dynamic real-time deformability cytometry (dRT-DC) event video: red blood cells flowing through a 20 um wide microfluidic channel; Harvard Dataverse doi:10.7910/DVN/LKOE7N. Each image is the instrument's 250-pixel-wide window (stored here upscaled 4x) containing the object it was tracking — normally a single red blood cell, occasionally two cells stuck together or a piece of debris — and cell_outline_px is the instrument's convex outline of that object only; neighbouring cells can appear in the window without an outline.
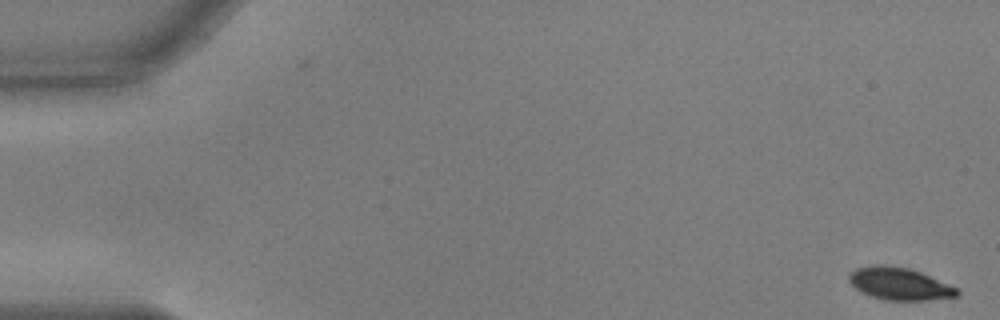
{"species": "common noctule bat (a hibernating species)", "species_latin": "Nyctalus noctula", "temperature_condition": "warm", "stored_images_in_passage": 55, "camera_frame_rate_fps": 3000, "um_per_image_px": 0.085, "animal": {"sex": "male", "body_mass_g": 17.9, "forearm_length_mm": 54.2}, "frame": {"image": 1, "passage_image": 1, "time_ms": 0.0, "image_size_px": [1000, 320], "cell_outline_px": [[960, 292], [956, 296], [924, 300], [884, 300], [872, 296], [856, 288], [848, 280], [848, 276], [856, 268], [876, 264], [888, 264], [908, 268], [920, 272], [960, 288]], "centroid_in_image_um": [76.47, 24.1], "position_along_channel_um": 8.5, "area_um2": 20.29}}
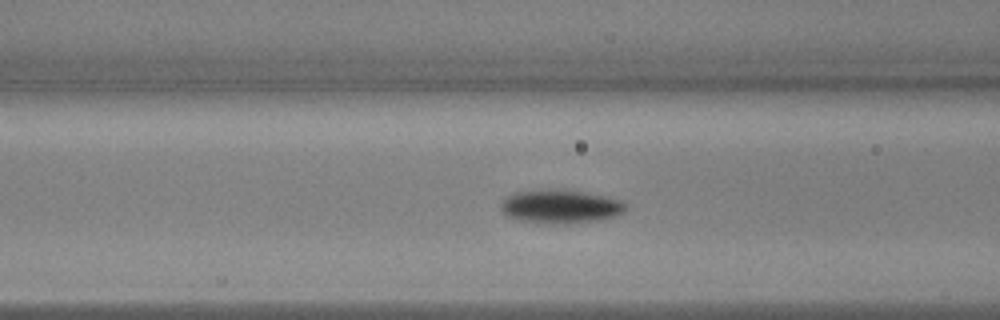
{"frame": {"image": 2, "passage_image": 22, "time_ms": 7.0, "image_size_px": [1000, 320], "cell_outline_px": [[624, 212], [600, 220], [568, 224], [552, 224], [516, 220], [508, 216], [500, 208], [500, 204], [508, 196], [516, 192], [540, 188], [564, 188], [608, 196], [620, 200], [624, 204]], "centroid_in_image_um": [47.61, 17.53], "position_along_channel_um": 119.0, "area_um2": 24.91}}
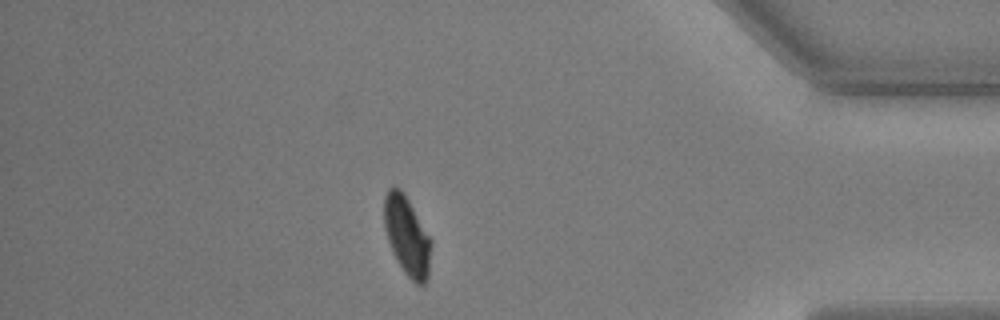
{"frame": {"image": 3, "passage_image": 48, "time_ms": 15.667, "image_size_px": [1000, 320], "cell_outline_px": [[432, 244], [428, 280], [424, 284], [416, 284], [404, 272], [396, 260], [392, 252], [384, 228], [384, 196], [388, 188], [400, 188], [404, 192], [432, 240]], "centroid_in_image_um": [34.6, 20.06], "position_along_channel_um": 400.6, "area_um2": 21.85}, "authors_computed_cell_mechanics": {"area_um2": 22.3686, "velocity_mm_per_s": 3.6622, "shape_relaxation_time_tau1_ms": 1.9133, "shape_relaxation_time_tau2_ms": 2.272, "deformation_change_tau1": 0.1429, "deformation_change_tau2": 0.0416}}